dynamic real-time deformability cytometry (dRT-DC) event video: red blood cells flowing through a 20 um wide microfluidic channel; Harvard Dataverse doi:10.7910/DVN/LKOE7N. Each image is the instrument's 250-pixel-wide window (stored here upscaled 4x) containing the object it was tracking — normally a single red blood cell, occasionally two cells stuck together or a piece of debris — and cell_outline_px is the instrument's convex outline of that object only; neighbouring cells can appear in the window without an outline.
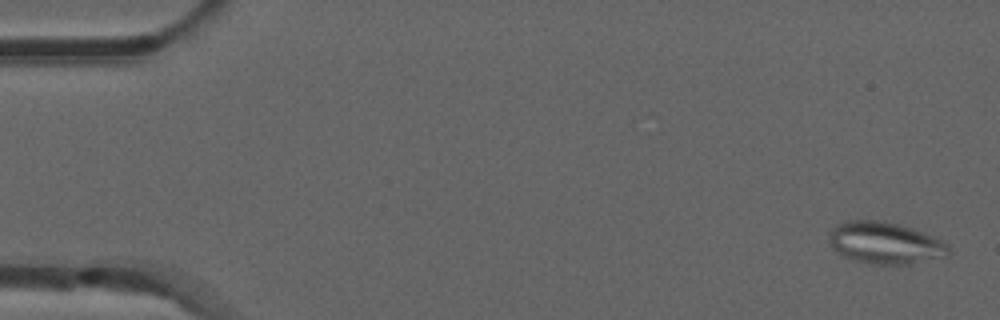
{"species": "common noctule bat (a hibernating species)", "species_latin": "Nyctalus noctula", "temperature_condition": "room temperature", "stored_images_in_passage": 53, "camera_frame_rate_fps": 3000, "um_per_image_px": 0.085, "animal": {"sex": "male", "forearm_length_mm": 52.5}, "frame": {"image": 1, "passage_image": 2, "time_ms": 0.333, "image_size_px": [1000, 320], "cell_outline_px": [[952, 252], [948, 256], [908, 264], [872, 264], [856, 260], [844, 256], [836, 252], [832, 248], [828, 240], [828, 232], [836, 224], [848, 220], [884, 220], [900, 224], [912, 228], [932, 236], [948, 244]], "centroid_in_image_um": [75.21, 20.64], "position_along_channel_um": 9.8, "area_um2": 29.42}}
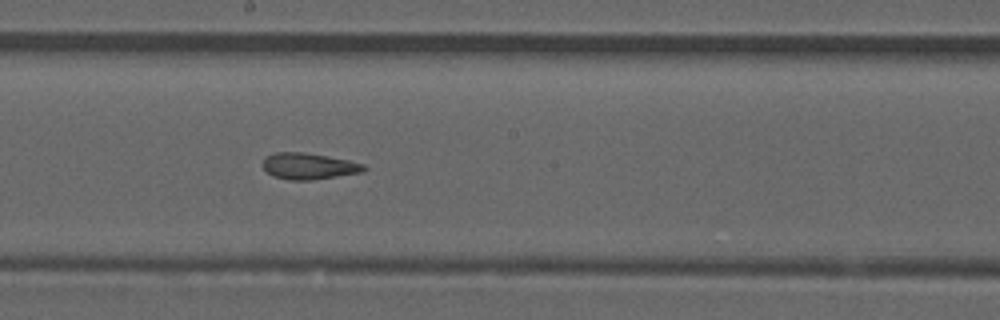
{"frame": {"image": 2, "passage_image": 29, "time_ms": 9.333, "image_size_px": [1000, 320], "cell_outline_px": [[368, 168], [364, 172], [312, 180], [288, 180], [272, 176], [264, 168], [264, 156], [276, 152], [304, 152], [348, 160], [364, 164]], "centroid_in_image_um": [26.26, 14.12], "position_along_channel_um": 221.9, "area_um2": 15.55}}
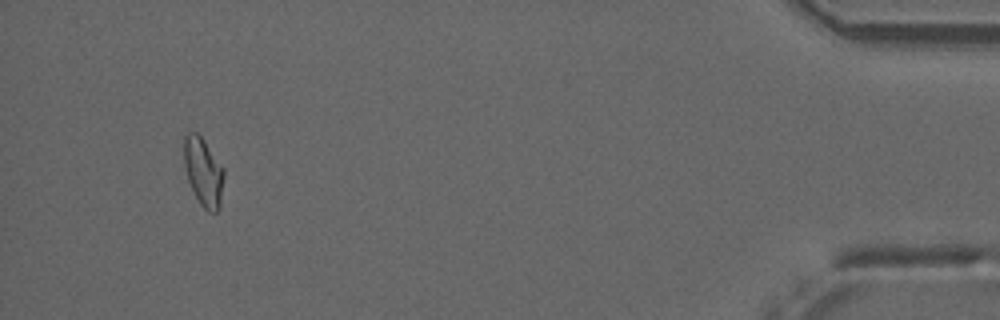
{"frame": {"image": 3, "passage_image": 50, "time_ms": 16.333, "image_size_px": [1000, 320], "cell_outline_px": [[224, 176], [220, 204], [216, 212], [208, 212], [200, 204], [188, 180], [184, 168], [184, 136], [188, 132], [196, 132], [204, 140], [224, 168]], "centroid_in_image_um": [17.28, 14.59], "position_along_channel_um": 417.9, "area_um2": 15.84}, "authors_computed_cell_mechanics": {"area_um2": 15.9528, "velocity_mm_per_s": 3.866, "shape_relaxation_time_tau1_ms": null, "shape_relaxation_time_tau2_ms": 2.5804, "deformation_change_tau1": null, "deformation_change_tau2": 0.1059}}